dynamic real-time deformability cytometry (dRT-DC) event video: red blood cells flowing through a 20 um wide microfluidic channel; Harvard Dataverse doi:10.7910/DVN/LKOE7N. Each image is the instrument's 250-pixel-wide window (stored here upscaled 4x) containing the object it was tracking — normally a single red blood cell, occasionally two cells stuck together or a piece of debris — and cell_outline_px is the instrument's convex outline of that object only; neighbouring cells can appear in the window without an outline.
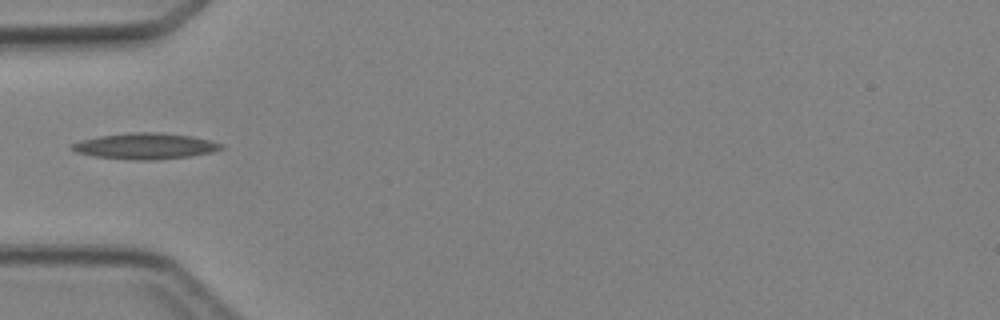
{"species": "Egyptian fruit bat (a non-hibernating species)", "species_latin": "Rousettus aegyptiacus", "temperature_condition": "cold", "stored_images_in_passage": 3, "camera_frame_rate_fps": 3000, "um_per_image_px": 0.085, "animal": {"sex": "female"}, "frame": {"image": 1, "passage_image": 2, "time_ms": 1.333, "image_size_px": [1000, 320], "cell_outline_px": [[224, 148], [212, 152], [188, 156], [156, 160], [132, 160], [92, 156], [76, 152], [68, 148], [72, 144], [80, 140], [100, 136], [132, 132], [156, 132], [192, 136], [224, 144]], "centroid_in_image_um": [12.32, 12.42], "position_along_channel_um": 72.7, "area_um2": 22.66}}
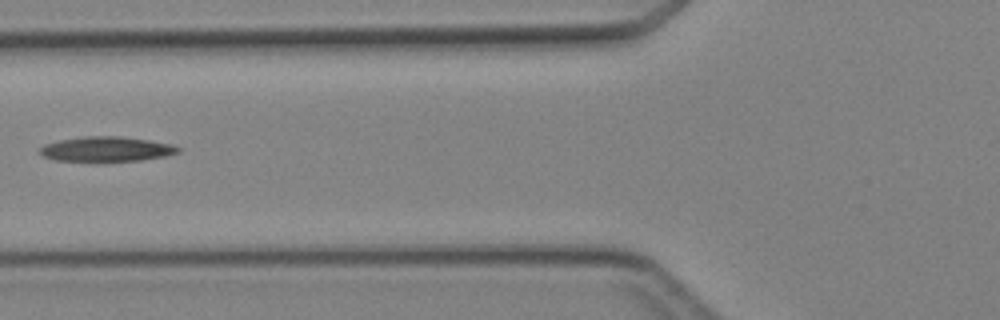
{"frame": {"image": 2, "passage_image": 3, "time_ms": 2.333, "image_size_px": [1000, 320], "cell_outline_px": [[180, 152], [164, 156], [140, 160], [56, 160], [44, 156], [40, 152], [40, 148], [44, 144], [60, 140], [84, 136], [120, 136], [148, 140], [172, 144], [180, 148]], "centroid_in_image_um": [9.07, 12.65], "position_along_channel_um": 116.7, "area_um2": 19.54}}